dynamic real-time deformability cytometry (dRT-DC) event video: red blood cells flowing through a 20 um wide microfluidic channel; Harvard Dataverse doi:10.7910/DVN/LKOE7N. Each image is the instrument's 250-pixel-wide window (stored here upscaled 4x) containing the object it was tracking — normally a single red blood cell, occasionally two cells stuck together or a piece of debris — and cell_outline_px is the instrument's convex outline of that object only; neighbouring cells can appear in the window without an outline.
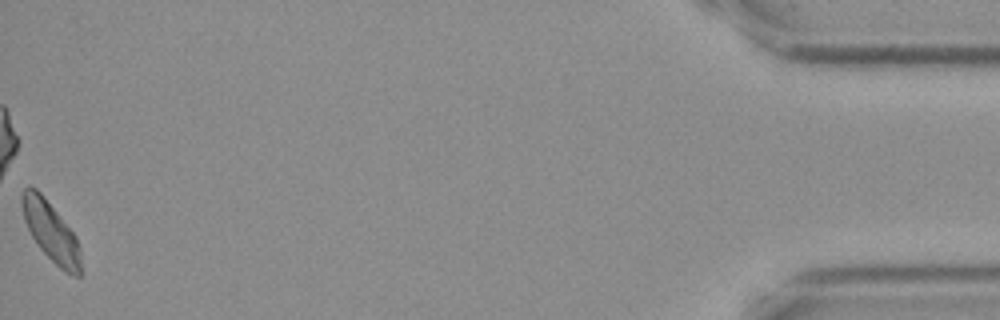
{"species": "Egyptian fruit bat (a non-hibernating species)", "species_latin": "Rousettus aegyptiacus", "temperature_condition": "cold", "stored_images_in_passage": 51, "camera_frame_rate_fps": 3000, "um_per_image_px": 0.085, "frame": {"image": 1, "passage_image": 51, "time_ms": 16.667, "image_size_px": [1000, 320], "cell_outline_px": [[80, 276], [72, 276], [60, 268], [40, 248], [32, 236], [24, 220], [20, 204], [20, 196], [24, 188], [36, 188], [40, 192], [76, 236], [80, 248]], "centroid_in_image_um": [4.31, 19.68], "position_along_channel_um": 430.9, "area_um2": 20.11}}